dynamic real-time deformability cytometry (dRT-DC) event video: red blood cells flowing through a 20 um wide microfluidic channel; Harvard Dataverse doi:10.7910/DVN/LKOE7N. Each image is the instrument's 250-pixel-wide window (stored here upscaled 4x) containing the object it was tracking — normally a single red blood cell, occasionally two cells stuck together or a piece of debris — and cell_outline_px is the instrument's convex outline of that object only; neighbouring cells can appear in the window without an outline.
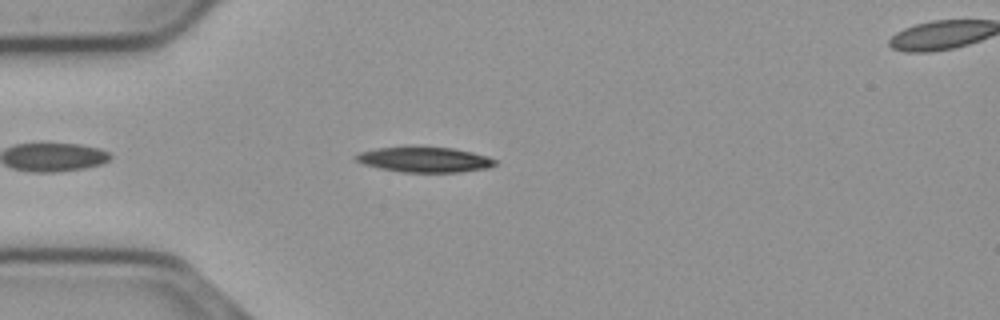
{"species": "common noctule bat (a hibernating species)", "species_latin": "Nyctalus noctula", "temperature_condition": "cold", "stored_images_in_passage": 40, "camera_frame_rate_fps": 3000, "um_per_image_px": 0.085, "animal": {"sex": "male", "body_mass_g": 23.1, "forearm_length_mm": 52.7}, "frame": {"image": 1, "passage_image": 6, "time_ms": 1.667, "image_size_px": [1000, 320], "cell_outline_px": [[496, 164], [488, 168], [460, 172], [400, 172], [380, 168], [364, 164], [356, 160], [352, 156], [360, 152], [376, 148], [452, 148], [472, 152], [488, 156], [496, 160]], "centroid_in_image_um": [36.1, 13.58], "position_along_channel_um": 48.9, "area_um2": 20.11}}
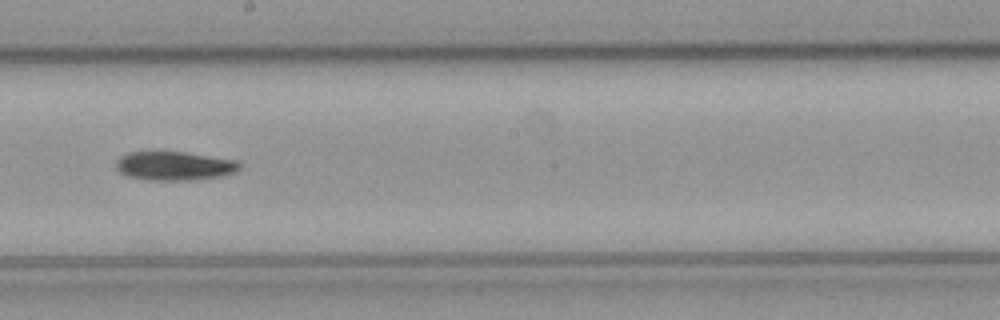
{"frame": {"image": 2, "passage_image": 22, "time_ms": 7.0, "image_size_px": [1000, 320], "cell_outline_px": [[240, 168], [236, 172], [220, 176], [196, 180], [148, 180], [128, 176], [120, 172], [116, 168], [116, 160], [120, 156], [128, 152], [184, 152], [236, 160], [240, 164]], "centroid_in_image_um": [14.81, 14.1], "position_along_channel_um": 233.4, "area_um2": 20.75}}
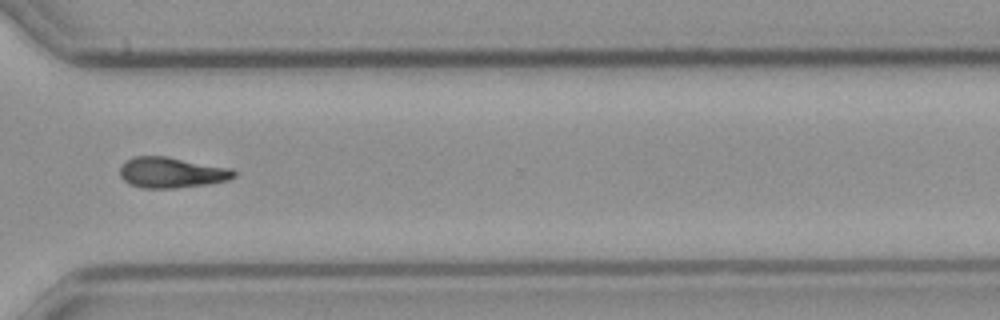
{"frame": {"image": 3, "passage_image": 32, "time_ms": 10.333, "image_size_px": [1000, 320], "cell_outline_px": [[236, 176], [228, 180], [208, 184], [176, 188], [140, 188], [124, 180], [120, 176], [120, 168], [124, 160], [132, 156], [168, 156], [232, 168], [236, 172]], "centroid_in_image_um": [14.59, 14.65], "position_along_channel_um": 356.0, "area_um2": 20.63}, "authors_computed_cell_mechanics": {"area_um2": 20.6346, "velocity_mm_per_s": 3.691, "shape_relaxation_time_tau1_ms": 6.2706, "shape_relaxation_time_tau2_ms": null, "deformation_change_tau1": 0.1631, "deformation_change_tau2": null}}